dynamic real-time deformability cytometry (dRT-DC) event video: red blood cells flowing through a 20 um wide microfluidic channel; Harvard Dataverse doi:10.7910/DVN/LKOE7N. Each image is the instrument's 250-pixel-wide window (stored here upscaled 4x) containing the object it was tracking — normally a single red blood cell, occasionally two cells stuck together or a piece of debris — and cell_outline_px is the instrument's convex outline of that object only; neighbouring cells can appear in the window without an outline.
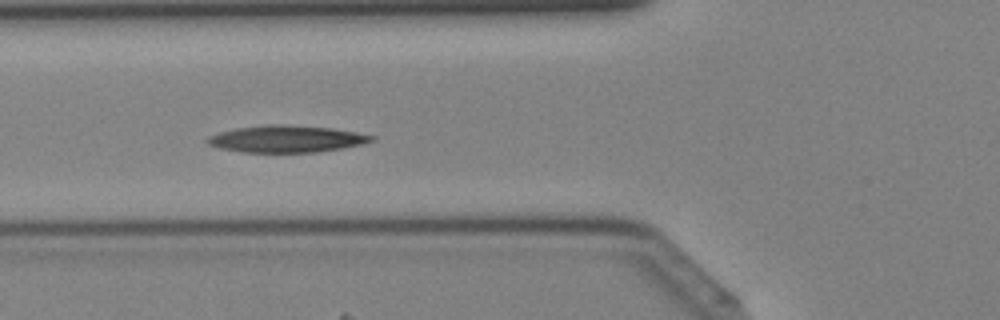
{"species": "Egyptian fruit bat (a non-hibernating species)", "species_latin": "Rousettus aegyptiacus", "temperature_condition": "cold", "stored_images_in_passage": 41, "camera_frame_rate_fps": 3000, "um_per_image_px": 0.085, "animal": {"sex": "female"}, "frame": {"image": 1, "passage_image": 15, "time_ms": 4.667, "image_size_px": [1000, 320], "cell_outline_px": [[376, 140], [364, 144], [316, 152], [240, 152], [220, 148], [208, 144], [204, 140], [208, 136], [220, 132], [236, 128], [268, 124], [284, 124], [332, 128], [356, 132], [376, 136]], "centroid_in_image_um": [24.35, 11.8], "position_along_channel_um": 101.4, "area_um2": 25.84}}
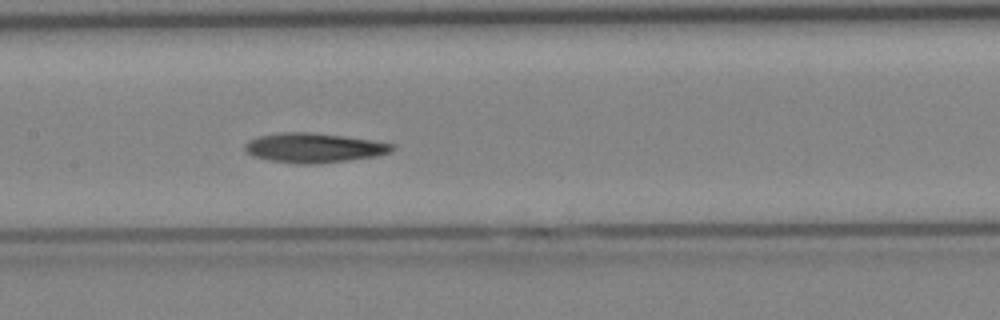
{"frame": {"image": 2, "passage_image": 20, "time_ms": 6.333, "image_size_px": [1000, 320], "cell_outline_px": [[396, 148], [388, 152], [376, 156], [320, 164], [296, 164], [272, 160], [252, 156], [244, 148], [244, 144], [248, 140], [260, 136], [280, 132], [312, 132], [344, 136], [372, 140], [396, 144]], "centroid_in_image_um": [26.69, 12.56], "position_along_channel_um": 180.7, "area_um2": 25.43}}
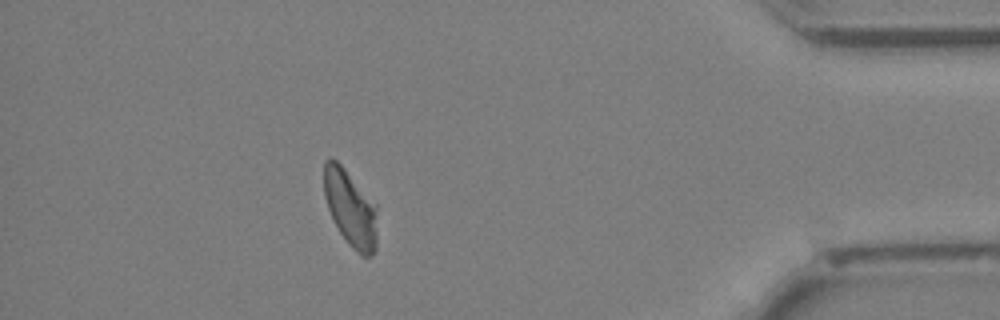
{"frame": {"image": 3, "passage_image": 37, "time_ms": 12.0, "image_size_px": [1000, 320], "cell_outline_px": [[376, 248], [372, 256], [360, 256], [348, 244], [340, 232], [328, 208], [324, 196], [324, 160], [328, 156], [336, 160], [344, 168], [376, 204]], "centroid_in_image_um": [29.78, 17.71], "position_along_channel_um": 405.4, "area_um2": 23.64}}